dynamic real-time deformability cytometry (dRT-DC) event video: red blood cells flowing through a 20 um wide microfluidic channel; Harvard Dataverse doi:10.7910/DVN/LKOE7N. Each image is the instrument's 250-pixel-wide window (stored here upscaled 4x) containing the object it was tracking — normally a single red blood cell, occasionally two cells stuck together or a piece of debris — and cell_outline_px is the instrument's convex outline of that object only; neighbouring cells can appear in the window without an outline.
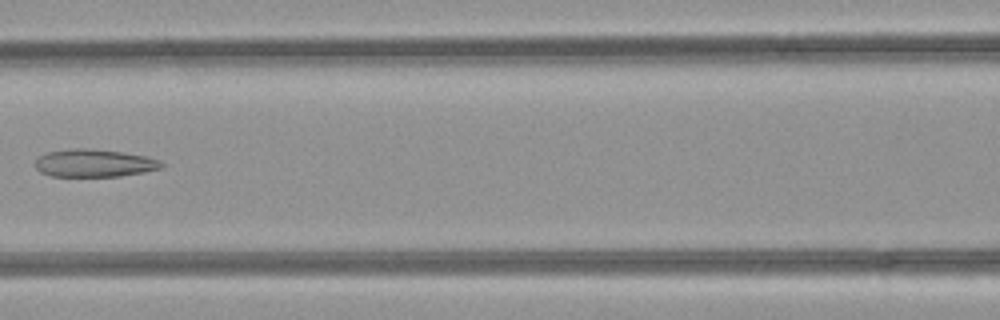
{"species": "common noctule bat (a hibernating species)", "species_latin": "Nyctalus noctula", "temperature_condition": "room temperature", "stored_images_in_passage": 6, "camera_frame_rate_fps": 3000, "um_per_image_px": 0.085, "animal": {"sex": "female", "body_mass_g": 21.9}, "frame": {"image": 1, "passage_image": 6, "time_ms": 1.667, "image_size_px": [1000, 320], "cell_outline_px": [[164, 168], [144, 172], [120, 176], [52, 176], [40, 172], [36, 168], [36, 160], [40, 156], [48, 152], [72, 148], [88, 148], [120, 152], [144, 156], [160, 160], [164, 164]], "centroid_in_image_um": [8.03, 13.87], "position_along_channel_um": 158.6, "area_um2": 20.29}}